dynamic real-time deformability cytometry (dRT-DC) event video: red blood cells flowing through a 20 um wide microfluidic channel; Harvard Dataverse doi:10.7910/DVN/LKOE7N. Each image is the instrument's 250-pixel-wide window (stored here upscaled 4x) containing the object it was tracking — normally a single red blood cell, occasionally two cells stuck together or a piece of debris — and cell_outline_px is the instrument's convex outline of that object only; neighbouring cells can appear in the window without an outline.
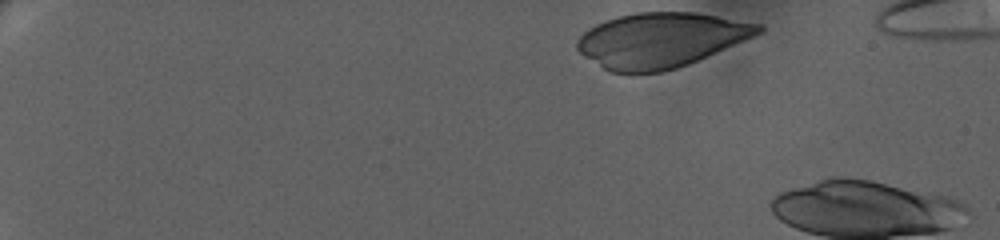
{"species": "human", "species_latin": "Homo sapiens", "temperature_condition": "warm", "stored_images_in_passage": 9, "camera_frame_rate_fps": 3000, "um_per_image_px": 0.085, "donor": {"sex": "female"}, "frame": {"image": 1, "passage_image": 1, "time_ms": 0.0, "image_size_px": [1000, 240], "cell_outline_px": [[764, 28], [760, 32], [752, 36], [688, 64], [676, 68], [660, 72], [612, 72], [604, 68], [580, 52], [576, 48], [576, 40], [588, 28], [604, 20], [616, 16], [636, 12], [696, 12], [760, 24]], "centroid_in_image_um": [56.11, 3.38], "position_along_channel_um": 28.9, "area_um2": 57.05}}